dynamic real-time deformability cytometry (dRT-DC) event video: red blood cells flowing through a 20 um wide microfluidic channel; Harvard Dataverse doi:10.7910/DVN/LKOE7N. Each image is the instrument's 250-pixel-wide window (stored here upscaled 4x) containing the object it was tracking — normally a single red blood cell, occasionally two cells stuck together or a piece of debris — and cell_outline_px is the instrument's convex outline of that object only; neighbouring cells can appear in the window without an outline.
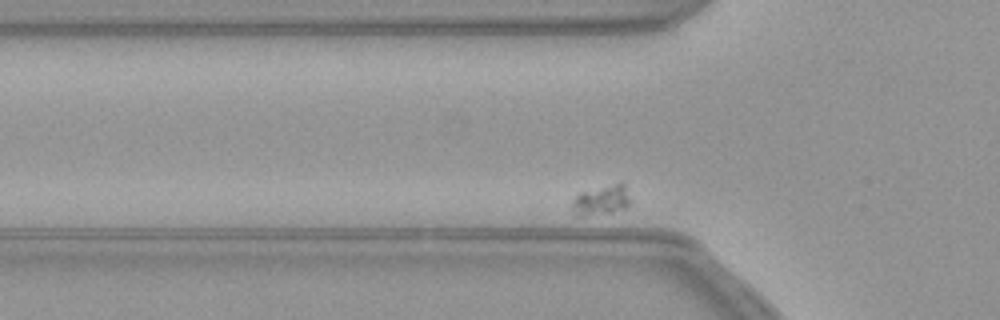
{"species": "common noctule bat (a hibernating species)", "species_latin": "Nyctalus noctula", "temperature_condition": "warm", "stored_images_in_passage": 29, "segment_of_instrument_passage": [1, 2], "camera_frame_rate_fps": 3000, "um_per_image_px": 0.085, "animal": {"sex": "female", "body_mass_g": 21.9}, "frame": {"image": 1, "passage_image": 4, "time_ms": 1.0, "image_size_px": [1000, 320], "cell_outline_px": [[632, 204], [628, 208], [612, 212], [576, 216], [572, 204], [572, 200], [580, 192], [620, 180], [624, 180], [632, 200]], "centroid_in_image_um": [51.24, 16.95], "position_along_channel_um": 74.6, "area_um2": 10.69}}